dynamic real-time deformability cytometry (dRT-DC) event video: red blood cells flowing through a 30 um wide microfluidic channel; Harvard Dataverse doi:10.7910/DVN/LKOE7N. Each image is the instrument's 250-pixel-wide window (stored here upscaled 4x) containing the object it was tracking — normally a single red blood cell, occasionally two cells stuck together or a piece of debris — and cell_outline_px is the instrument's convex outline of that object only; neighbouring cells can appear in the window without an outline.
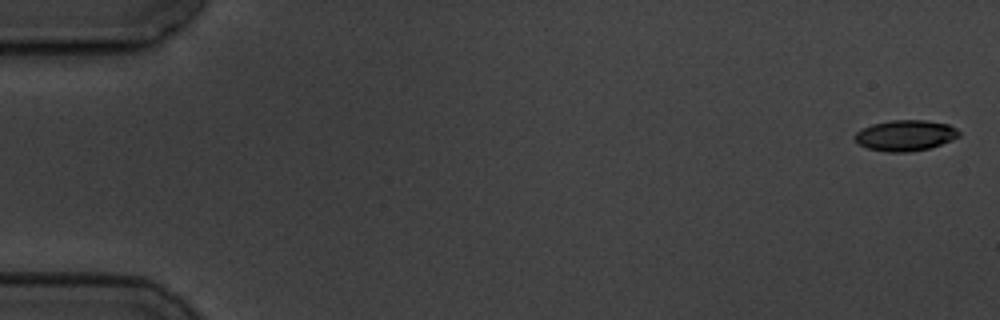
{"species": "common noctule bat (a hibernating species)", "species_latin": "Nyctalus noctula", "temperature_condition": "cold", "stored_images_in_passage": 5, "camera_frame_rate_fps": 3000, "um_per_image_px": 0.085, "animal": {"sex": "male", "body_mass_g": 19.5, "forearm_length_mm": 54.6}, "frame": {"image": 1, "passage_image": 1, "time_ms": 0.0, "image_size_px": [1000, 320], "cell_outline_px": [[960, 136], [952, 140], [928, 148], [908, 152], [888, 152], [868, 148], [860, 144], [852, 136], [856, 132], [872, 124], [892, 120], [924, 120], [948, 124], [956, 128], [960, 132]], "centroid_in_image_um": [76.96, 11.51], "position_along_channel_um": 8.0, "area_um2": 18.55}}
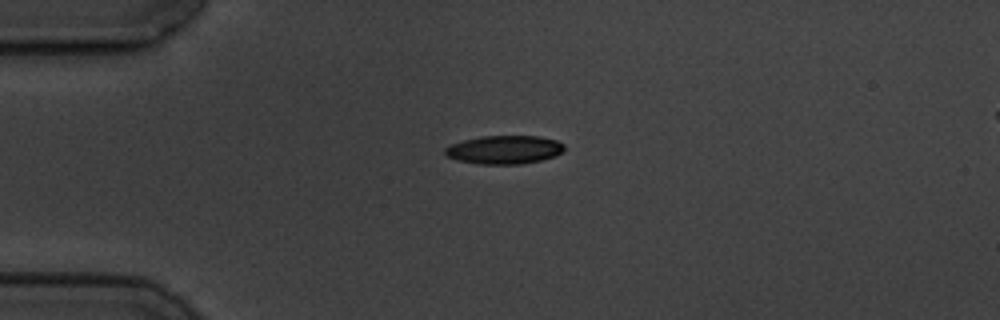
{"frame": {"image": 2, "passage_image": 4, "time_ms": 4.333, "image_size_px": [1000, 320], "cell_outline_px": [[564, 148], [556, 156], [540, 160], [520, 164], [480, 164], [456, 160], [444, 156], [444, 148], [452, 144], [464, 140], [480, 136], [536, 136], [556, 140], [564, 144]], "centroid_in_image_um": [42.82, 12.73], "position_along_channel_um": 42.2, "area_um2": 19.77}}